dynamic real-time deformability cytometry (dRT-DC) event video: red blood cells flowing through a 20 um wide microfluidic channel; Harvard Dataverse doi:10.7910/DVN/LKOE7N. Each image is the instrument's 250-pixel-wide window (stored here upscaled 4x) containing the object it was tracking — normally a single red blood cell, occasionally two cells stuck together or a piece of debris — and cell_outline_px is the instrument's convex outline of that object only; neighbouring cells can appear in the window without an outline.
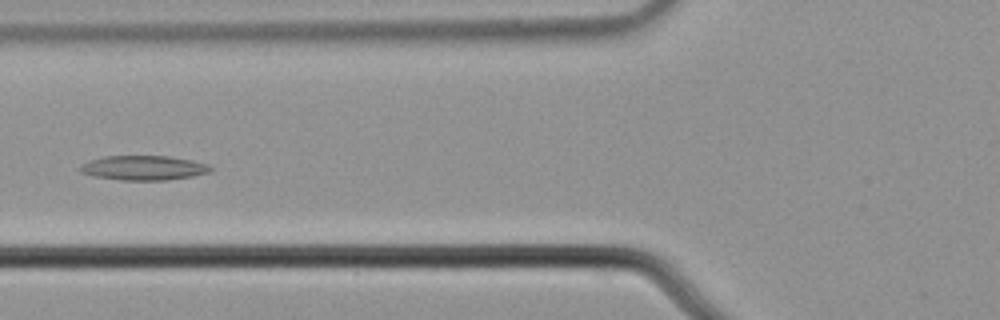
{"species": "common noctule bat (a hibernating species)", "species_latin": "Nyctalus noctula", "temperature_condition": "cold", "stored_images_in_passage": 6, "camera_frame_rate_fps": 3000, "um_per_image_px": 0.085, "animal": {"sex": "male", "body_mass_g": 21.5, "forearm_length_mm": 52.0}, "frame": {"image": 1, "passage_image": 6, "time_ms": 1.667, "image_size_px": [1000, 320], "cell_outline_px": [[212, 168], [208, 172], [192, 176], [168, 180], [120, 180], [96, 176], [80, 172], [76, 168], [92, 160], [104, 156], [168, 156], [192, 160], [208, 164]], "centroid_in_image_um": [12.21, 14.27], "position_along_channel_um": 113.6, "area_um2": 18.5}}